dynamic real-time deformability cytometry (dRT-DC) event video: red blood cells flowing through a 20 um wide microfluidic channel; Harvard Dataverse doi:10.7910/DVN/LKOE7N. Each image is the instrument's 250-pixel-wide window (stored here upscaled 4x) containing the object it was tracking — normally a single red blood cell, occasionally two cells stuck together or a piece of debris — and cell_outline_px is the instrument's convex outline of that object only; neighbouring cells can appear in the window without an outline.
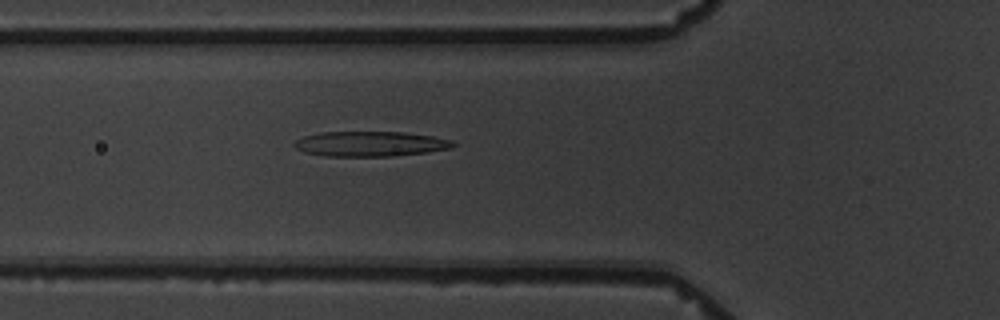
{"species": "common noctule bat (a hibernating species)", "species_latin": "Nyctalus noctula", "temperature_condition": "warm", "stored_images_in_passage": 5, "camera_frame_rate_fps": 3000, "um_per_image_px": 0.085, "animal": {"sex": "male", "body_mass_g": 19.5, "forearm_length_mm": 54.6}, "frame": {"image": 1, "passage_image": 5, "time_ms": 4.667, "image_size_px": [1000, 320], "cell_outline_px": [[456, 144], [452, 148], [428, 152], [392, 156], [324, 156], [304, 152], [296, 148], [292, 144], [296, 140], [304, 136], [320, 132], [404, 132], [432, 136], [452, 140]], "centroid_in_image_um": [31.47, 12.23], "position_along_channel_um": 94.3, "area_um2": 23.24}}